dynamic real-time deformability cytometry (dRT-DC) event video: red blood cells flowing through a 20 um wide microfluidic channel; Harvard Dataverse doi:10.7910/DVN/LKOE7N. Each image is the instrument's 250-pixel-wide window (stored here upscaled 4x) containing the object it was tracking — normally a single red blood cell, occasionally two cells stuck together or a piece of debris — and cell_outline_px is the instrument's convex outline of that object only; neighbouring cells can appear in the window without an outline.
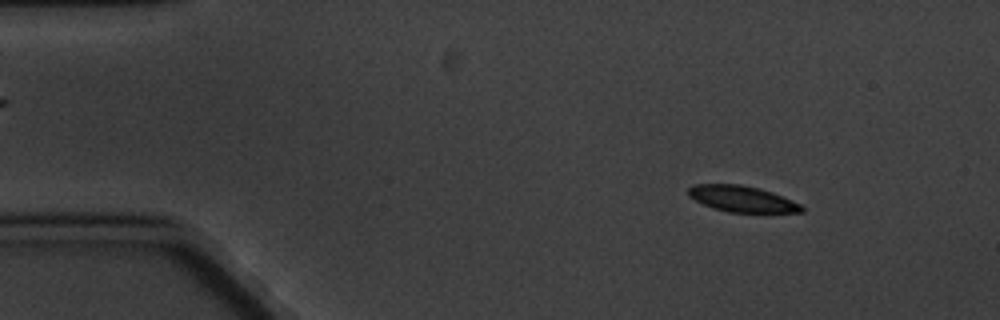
{"species": "common noctule bat (a hibernating species)", "species_latin": "Nyctalus noctula", "temperature_condition": "cold", "stored_images_in_passage": 7, "camera_frame_rate_fps": 3000, "um_per_image_px": 0.085, "animal": {"sex": "male", "body_mass_g": 20.1, "forearm_length_mm": 53.5}, "frame": {"image": 1, "passage_image": 3, "time_ms": 2.333, "image_size_px": [1000, 320], "cell_outline_px": [[804, 212], [728, 212], [712, 208], [688, 196], [688, 188], [696, 184], [740, 184], [772, 192], [792, 200], [800, 204], [804, 208]], "centroid_in_image_um": [63.06, 16.9], "position_along_channel_um": 21.9, "area_um2": 17.05}}
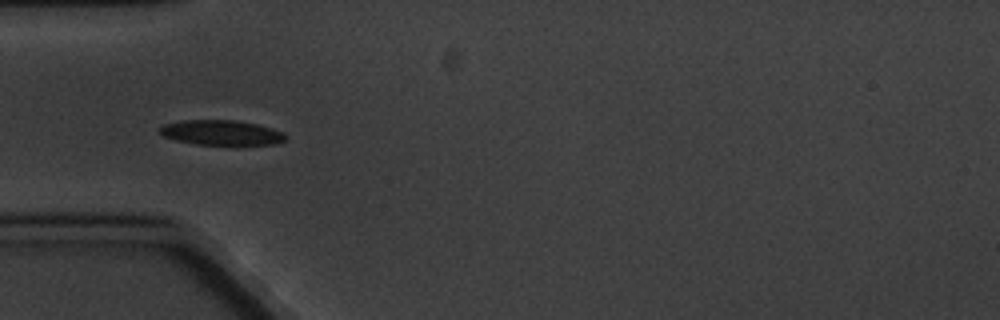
{"frame": {"image": 2, "passage_image": 6, "time_ms": 6.0, "image_size_px": [1000, 320], "cell_outline_px": [[288, 136], [284, 140], [276, 144], [236, 148], [196, 144], [176, 140], [164, 136], [160, 132], [160, 128], [164, 124], [180, 120], [236, 120], [256, 124], [272, 128]], "centroid_in_image_um": [18.88, 11.33], "position_along_channel_um": 66.1, "area_um2": 19.19}}